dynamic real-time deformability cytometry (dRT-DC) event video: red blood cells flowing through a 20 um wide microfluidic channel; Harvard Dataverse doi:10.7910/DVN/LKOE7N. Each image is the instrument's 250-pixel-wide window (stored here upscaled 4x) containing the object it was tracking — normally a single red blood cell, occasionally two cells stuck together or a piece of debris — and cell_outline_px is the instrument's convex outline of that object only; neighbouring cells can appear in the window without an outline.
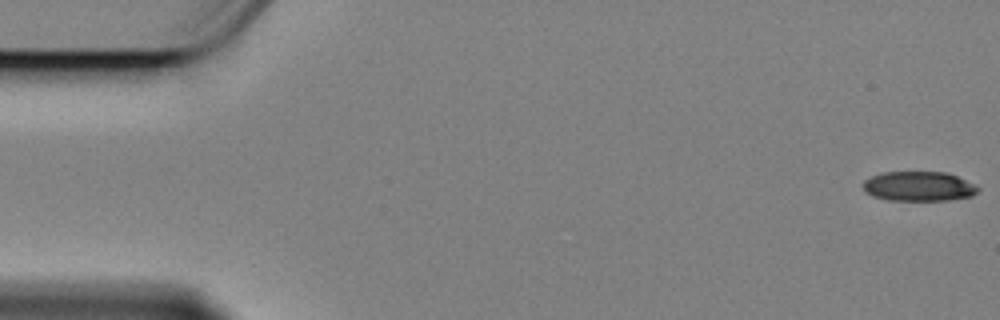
{"species": "Egyptian fruit bat (a non-hibernating species)", "species_latin": "Rousettus aegyptiacus", "temperature_condition": "cold", "stored_images_in_passage": 59, "camera_frame_rate_fps": 3000, "um_per_image_px": 0.085, "animal": {"sex": "female"}, "frame": {"image": 1, "passage_image": 1, "time_ms": 0.0, "image_size_px": [1000, 320], "cell_outline_px": [[980, 188], [972, 196], [948, 200], [888, 200], [872, 196], [864, 192], [864, 180], [872, 176], [884, 172], [944, 172], [956, 176]], "centroid_in_image_um": [78.05, 15.84], "position_along_channel_um": 6.9, "area_um2": 19.65}}
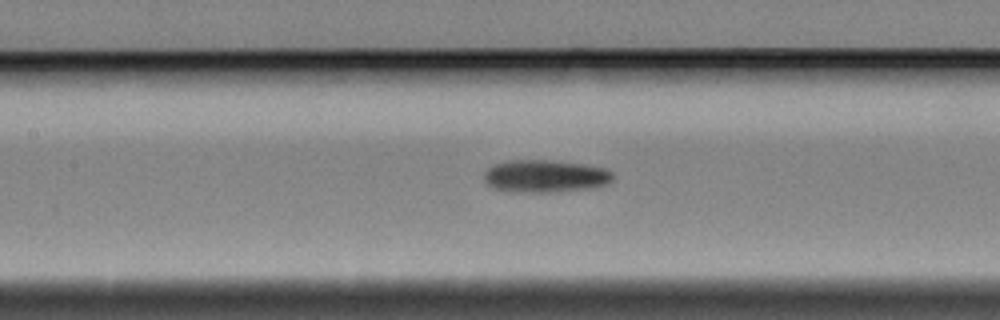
{"frame": {"image": 2, "passage_image": 26, "time_ms": 8.333, "image_size_px": [1000, 320], "cell_outline_px": [[612, 180], [608, 184], [592, 188], [548, 192], [512, 192], [492, 188], [484, 180], [484, 172], [488, 168], [496, 164], [512, 160], [552, 160], [584, 164], [604, 168], [612, 172]], "centroid_in_image_um": [46.34, 14.97], "position_along_channel_um": 161.1, "area_um2": 24.45}}
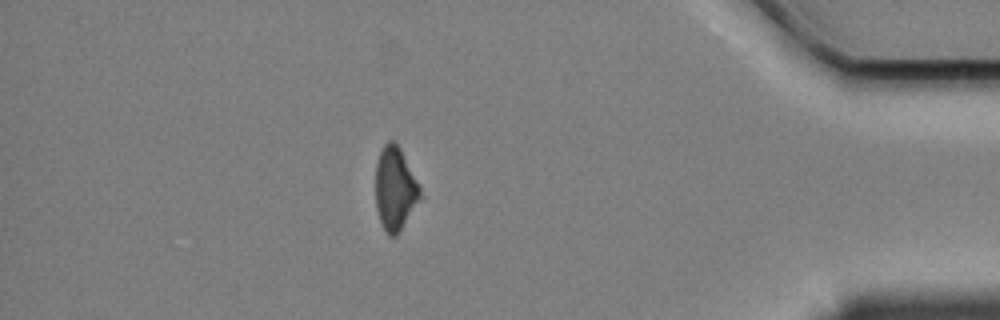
{"frame": {"image": 3, "passage_image": 51, "time_ms": 16.667, "image_size_px": [1000, 320], "cell_outline_px": [[420, 196], [396, 236], [388, 236], [380, 220], [376, 208], [376, 164], [380, 152], [384, 144], [388, 140], [392, 140], [400, 148], [420, 188]], "centroid_in_image_um": [33.54, 16.01], "position_along_channel_um": 401.7, "area_um2": 20.87}, "authors_computed_cell_mechanics": {"area_um2": 22.831, "velocity_mm_per_s": 3.3982, "shape_relaxation_time_tau1_ms": 3.841, "shape_relaxation_time_tau2_ms": null, "deformation_change_tau1": 0.1117, "deformation_change_tau2": null}}